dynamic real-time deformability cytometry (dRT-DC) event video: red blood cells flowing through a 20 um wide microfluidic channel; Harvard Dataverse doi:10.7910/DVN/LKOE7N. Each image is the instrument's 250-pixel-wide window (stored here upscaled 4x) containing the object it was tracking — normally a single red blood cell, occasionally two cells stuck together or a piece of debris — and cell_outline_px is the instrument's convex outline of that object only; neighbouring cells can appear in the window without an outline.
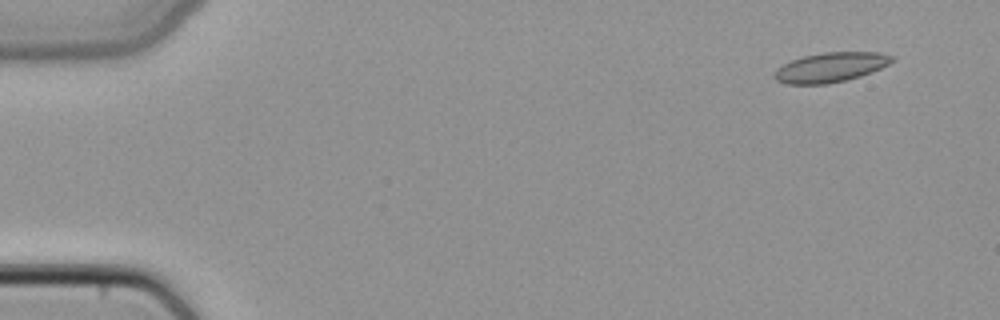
{"species": "common noctule bat (a hibernating species)", "species_latin": "Nyctalus noctula", "temperature_condition": "cold", "stored_images_in_passage": 10, "camera_frame_rate_fps": 3000, "um_per_image_px": 0.085, "animal": {"sex": "female", "body_mass_g": 22.7, "forearm_length_mm": 54.2}, "frame": {"image": 1, "passage_image": 1, "time_ms": 0.0, "image_size_px": [1000, 320], "cell_outline_px": [[896, 60], [872, 72], [860, 76], [828, 84], [788, 84], [776, 80], [772, 76], [776, 68], [792, 60], [804, 56], [824, 52], [880, 52], [892, 56]], "centroid_in_image_um": [70.59, 5.72], "position_along_channel_um": 14.4, "area_um2": 20.29}}